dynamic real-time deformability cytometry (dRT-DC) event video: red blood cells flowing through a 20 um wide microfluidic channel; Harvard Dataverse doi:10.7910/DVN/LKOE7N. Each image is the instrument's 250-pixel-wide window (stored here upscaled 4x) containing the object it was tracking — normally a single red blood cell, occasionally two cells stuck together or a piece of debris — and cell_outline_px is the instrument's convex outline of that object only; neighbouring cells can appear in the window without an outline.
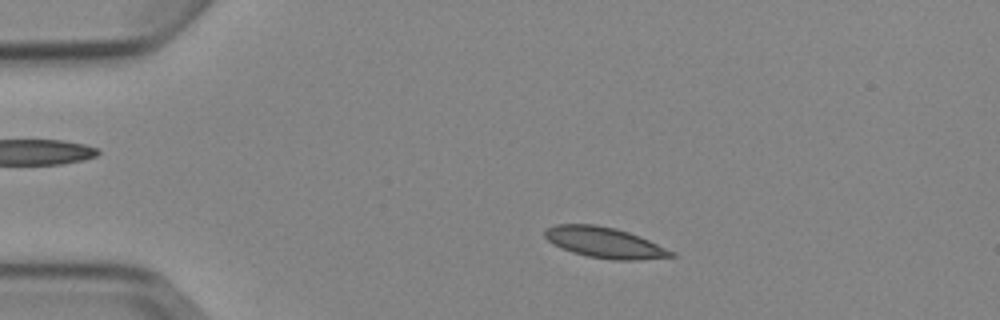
{"species": "Egyptian fruit bat (a non-hibernating species)", "species_latin": "Rousettus aegyptiacus", "temperature_condition": "cold", "stored_images_in_passage": 5, "camera_frame_rate_fps": 3000, "um_per_image_px": 0.085, "animal": {"sex": "female"}, "frame": {"image": 1, "passage_image": 2, "time_ms": 1.0, "image_size_px": [1000, 320], "cell_outline_px": [[676, 256], [640, 260], [612, 260], [588, 256], [572, 252], [552, 244], [544, 236], [544, 228], [556, 224], [596, 224], [616, 228], [640, 236], [676, 252]], "centroid_in_image_um": [51.39, 20.61], "position_along_channel_um": 33.6, "area_um2": 22.83}}
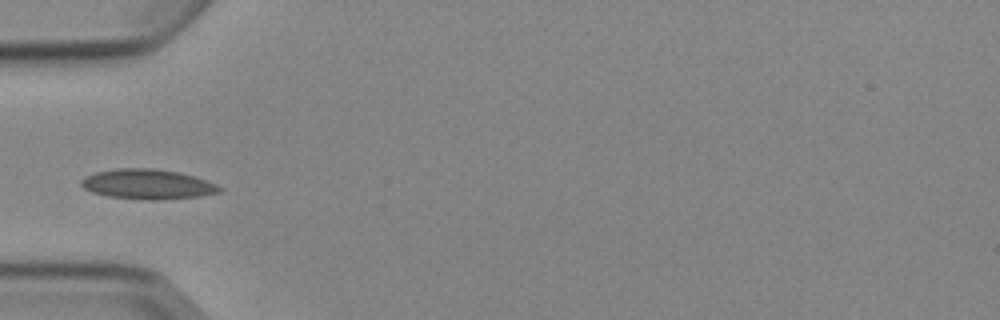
{"frame": {"image": 2, "passage_image": 4, "time_ms": 3.333, "image_size_px": [1000, 320], "cell_outline_px": [[224, 188], [220, 192], [200, 196], [160, 200], [140, 200], [108, 196], [92, 192], [84, 188], [80, 184], [80, 180], [84, 176], [96, 172], [116, 168], [152, 168], [180, 172], [196, 176], [216, 184]], "centroid_in_image_um": [12.55, 15.66], "position_along_channel_um": 72.5, "area_um2": 24.45}}
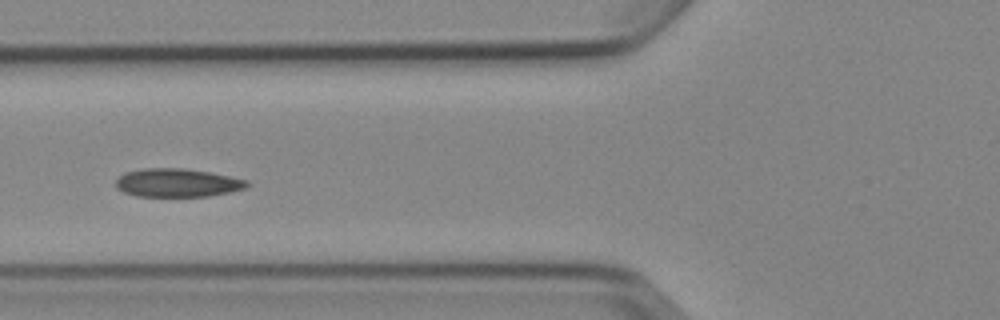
{"frame": {"image": 3, "passage_image": 5, "time_ms": 4.333, "image_size_px": [1000, 320], "cell_outline_px": [[252, 184], [244, 188], [228, 192], [208, 196], [136, 196], [124, 192], [116, 188], [116, 180], [124, 172], [144, 168], [184, 168], [208, 172], [248, 180]], "centroid_in_image_um": [15.05, 15.53], "position_along_channel_um": 110.7, "area_um2": 21.62}}